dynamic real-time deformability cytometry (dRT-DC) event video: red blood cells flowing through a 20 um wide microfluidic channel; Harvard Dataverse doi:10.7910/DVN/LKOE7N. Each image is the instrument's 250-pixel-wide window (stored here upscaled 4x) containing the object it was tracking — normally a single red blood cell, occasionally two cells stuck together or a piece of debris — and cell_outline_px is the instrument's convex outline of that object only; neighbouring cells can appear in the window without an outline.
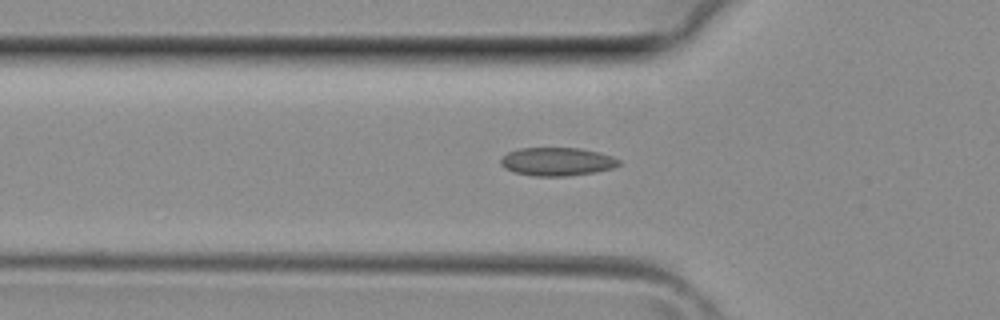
{"species": "common noctule bat (a hibernating species)", "species_latin": "Nyctalus noctula", "temperature_condition": "room temperature", "stored_images_in_passage": 29, "camera_frame_rate_fps": 3000, "um_per_image_px": 0.085, "animal": {"sex": "female", "body_mass_g": 29.2, "forearm_length_mm": 56.3}, "frame": {"image": 1, "passage_image": 8, "time_ms": 2.333, "image_size_px": [1000, 320], "cell_outline_px": [[620, 164], [612, 168], [596, 172], [568, 176], [536, 176], [512, 172], [504, 168], [500, 164], [500, 160], [508, 152], [520, 148], [580, 148], [600, 152], [612, 156], [620, 160]], "centroid_in_image_um": [47.35, 13.74], "position_along_channel_um": 78.4, "area_um2": 19.59}}
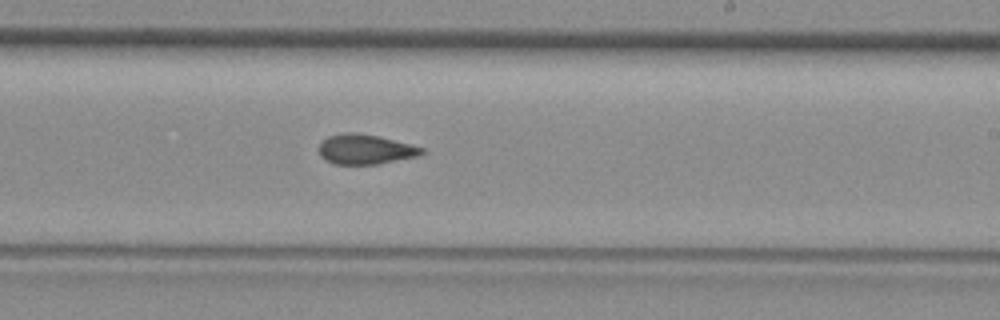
{"frame": {"image": 2, "passage_image": 18, "time_ms": 5.667, "image_size_px": [1000, 320], "cell_outline_px": [[424, 152], [416, 156], [376, 164], [336, 164], [324, 160], [320, 156], [320, 144], [328, 136], [344, 132], [356, 132], [376, 136], [424, 148]], "centroid_in_image_um": [31.0, 12.69], "position_along_channel_um": 258.0, "area_um2": 17.51}}
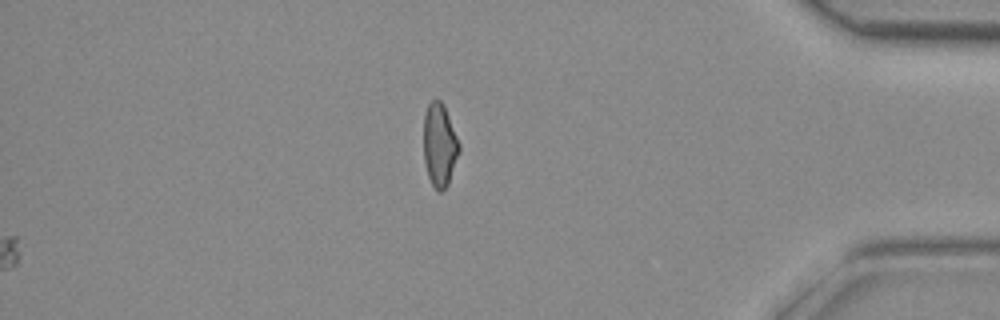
{"frame": {"image": 3, "passage_image": 28, "time_ms": 9.0, "image_size_px": [1000, 320], "cell_outline_px": [[460, 152], [448, 184], [440, 192], [432, 184], [428, 176], [424, 160], [424, 112], [428, 104], [432, 100], [440, 100], [444, 104], [460, 144]], "centroid_in_image_um": [37.37, 12.3], "position_along_channel_um": 397.8, "area_um2": 17.22}}